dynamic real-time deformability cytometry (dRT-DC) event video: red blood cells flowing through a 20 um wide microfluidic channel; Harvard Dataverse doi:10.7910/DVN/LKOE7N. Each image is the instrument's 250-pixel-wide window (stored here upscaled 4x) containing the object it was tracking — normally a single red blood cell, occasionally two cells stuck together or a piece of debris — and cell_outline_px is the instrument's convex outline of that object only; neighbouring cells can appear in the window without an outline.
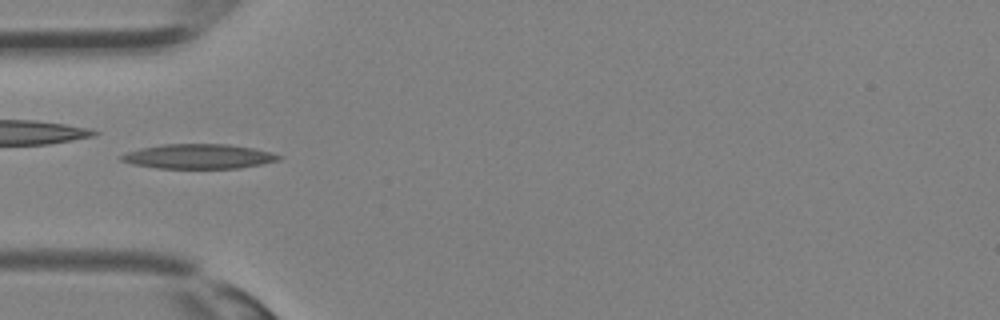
{"species": "Egyptian fruit bat (a non-hibernating species)", "species_latin": "Rousettus aegyptiacus", "temperature_condition": "room temperature", "stored_images_in_passage": 25, "camera_frame_rate_fps": 3000, "um_per_image_px": 0.085, "animal": {"sex": "female"}, "frame": {"image": 1, "passage_image": 4, "time_ms": 1.0, "image_size_px": [1000, 320], "cell_outline_px": [[284, 156], [280, 160], [240, 168], [156, 168], [132, 164], [120, 160], [120, 156], [128, 152], [140, 148], [160, 144], [228, 144], [252, 148], [272, 152]], "centroid_in_image_um": [16.89, 13.29], "position_along_channel_um": 68.1, "area_um2": 22.66}}
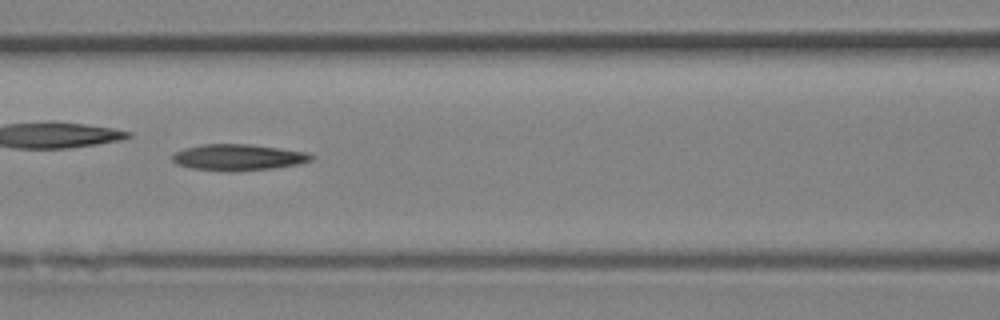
{"frame": {"image": 2, "passage_image": 8, "time_ms": 2.333, "image_size_px": [1000, 320], "cell_outline_px": [[316, 156], [312, 160], [296, 164], [272, 168], [228, 172], [192, 168], [176, 164], [172, 160], [172, 156], [176, 152], [184, 148], [200, 144], [252, 144], [308, 152]], "centroid_in_image_um": [20.25, 13.36], "position_along_channel_um": 146.4, "area_um2": 21.33}}